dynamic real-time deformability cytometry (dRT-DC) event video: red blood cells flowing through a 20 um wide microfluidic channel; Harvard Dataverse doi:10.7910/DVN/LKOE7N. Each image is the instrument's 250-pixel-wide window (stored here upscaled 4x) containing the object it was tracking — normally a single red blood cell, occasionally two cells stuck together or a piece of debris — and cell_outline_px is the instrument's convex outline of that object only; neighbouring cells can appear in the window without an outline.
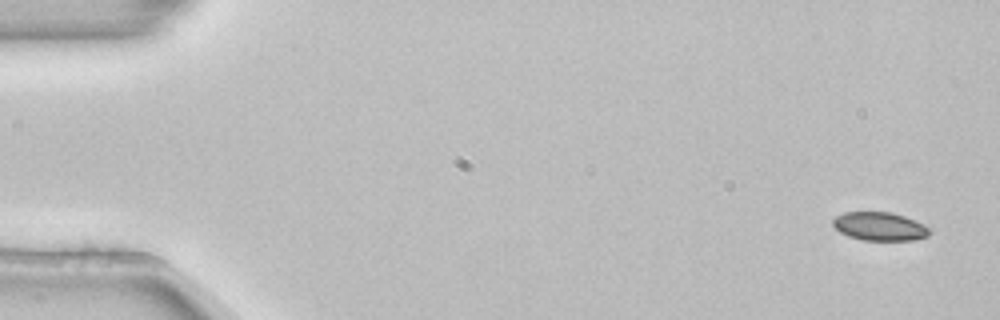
{"species": "common noctule bat (a hibernating species)", "species_latin": "Nyctalus noctula", "temperature_condition": "room temperature", "stored_images_in_passage": 5, "camera_frame_rate_fps": 3000, "um_per_image_px": 0.085, "animal": {"sex": "female", "body_mass_g": 22.7, "forearm_length_mm": 54.2}, "frame": {"image": 1, "passage_image": 1, "time_ms": 0.0, "image_size_px": [1000, 320], "cell_outline_px": [[932, 232], [928, 236], [912, 240], [864, 240], [848, 236], [840, 232], [832, 224], [832, 220], [836, 216], [844, 212], [892, 212], [904, 216], [924, 224]], "centroid_in_image_um": [74.77, 19.24], "position_along_channel_um": 10.2, "area_um2": 16.01}}
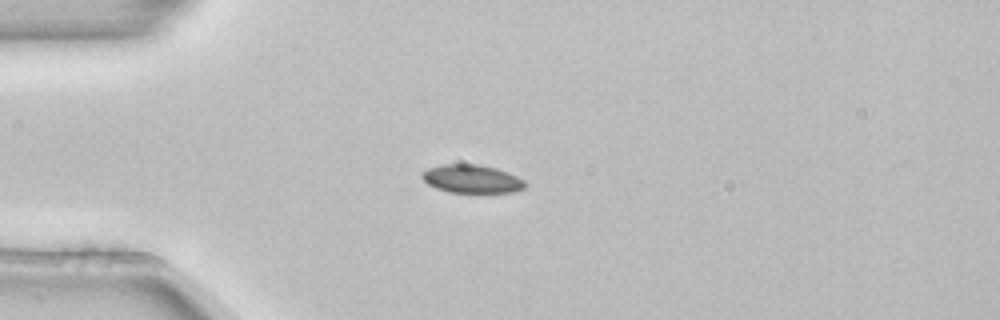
{"frame": {"image": 2, "passage_image": 4, "time_ms": 1.0, "image_size_px": [1000, 320], "cell_outline_px": [[524, 188], [516, 192], [448, 192], [436, 188], [428, 184], [420, 176], [420, 172], [428, 168], [444, 164], [476, 164], [496, 168], [508, 172], [524, 180]], "centroid_in_image_um": [40.07, 15.2], "position_along_channel_um": 44.9, "area_um2": 16.94}}
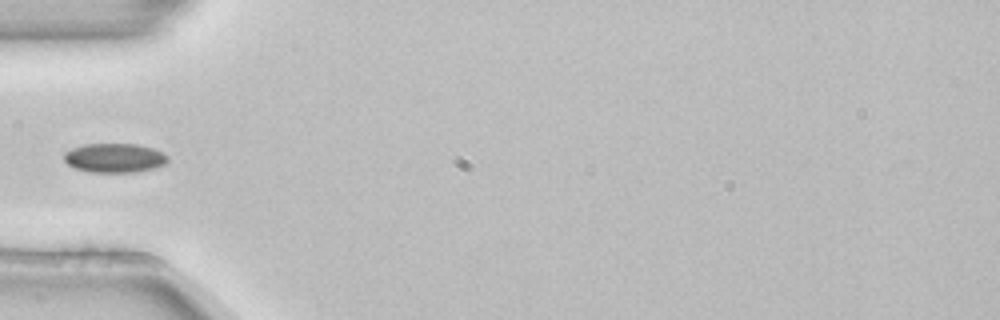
{"frame": {"image": 3, "passage_image": 5, "time_ms": 1.333, "image_size_px": [1000, 320], "cell_outline_px": [[168, 160], [164, 164], [152, 168], [132, 172], [88, 172], [76, 168], [68, 164], [64, 160], [64, 152], [72, 148], [84, 144], [136, 144], [152, 148], [164, 152], [168, 156]], "centroid_in_image_um": [9.72, 13.41], "position_along_channel_um": 75.3, "area_um2": 17.57}}